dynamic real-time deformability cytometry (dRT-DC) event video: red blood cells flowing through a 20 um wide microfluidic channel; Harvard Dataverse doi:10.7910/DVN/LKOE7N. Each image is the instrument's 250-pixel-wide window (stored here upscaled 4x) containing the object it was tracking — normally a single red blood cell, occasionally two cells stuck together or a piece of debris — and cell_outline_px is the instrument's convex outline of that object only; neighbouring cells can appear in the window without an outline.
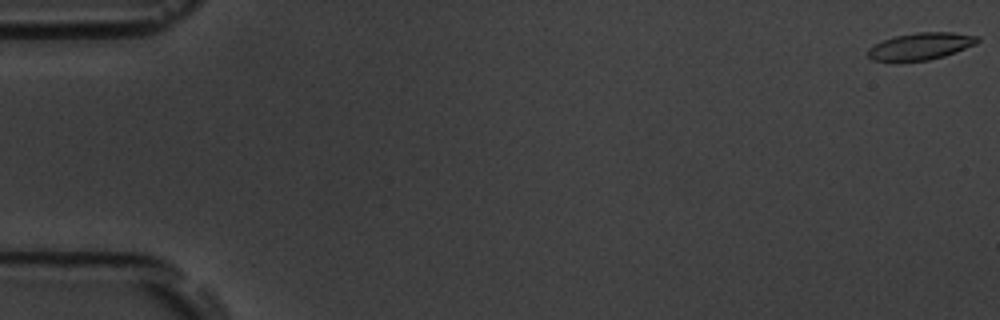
{"species": "common noctule bat (a hibernating species)", "species_latin": "Nyctalus noctula", "temperature_condition": "room temperature", "stored_images_in_passage": 7, "camera_frame_rate_fps": 3000, "um_per_image_px": 0.085, "animal": {"sex": "male", "body_mass_g": 19.5, "forearm_length_mm": 54.6}, "frame": {"image": 1, "passage_image": 1, "time_ms": 0.0, "image_size_px": [1000, 320], "cell_outline_px": [[980, 40], [976, 44], [956, 52], [944, 56], [928, 60], [872, 60], [868, 56], [868, 48], [884, 40], [896, 36], [916, 32], [952, 32], [980, 36]], "centroid_in_image_um": [78.32, 3.91], "position_along_channel_um": 6.7, "area_um2": 16.99}}